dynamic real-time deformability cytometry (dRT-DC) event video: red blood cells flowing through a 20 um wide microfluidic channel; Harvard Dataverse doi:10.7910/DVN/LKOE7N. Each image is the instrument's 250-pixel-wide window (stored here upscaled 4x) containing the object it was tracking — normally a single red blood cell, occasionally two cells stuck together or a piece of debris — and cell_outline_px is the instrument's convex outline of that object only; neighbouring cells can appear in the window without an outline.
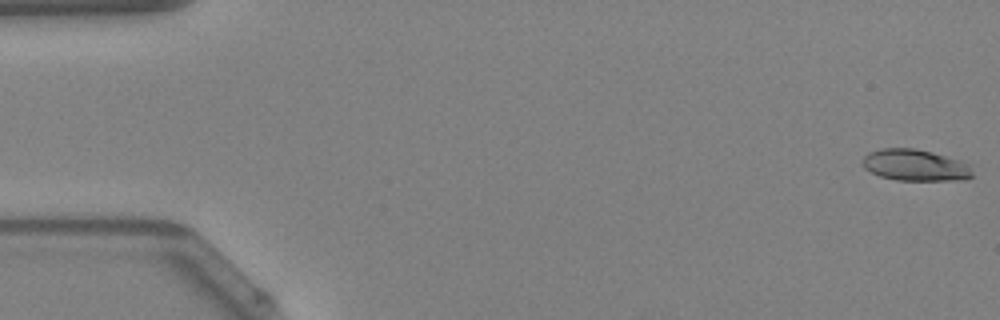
{"species": "Egyptian fruit bat (a non-hibernating species)", "species_latin": "Rousettus aegyptiacus", "temperature_condition": "warm", "stored_images_in_passage": 49, "camera_frame_rate_fps": 3000, "um_per_image_px": 0.085, "animal": {"sex": "female"}, "frame": {"image": 1, "passage_image": 1, "time_ms": 0.0, "image_size_px": [1000, 320], "cell_outline_px": [[972, 176], [964, 180], [896, 180], [880, 176], [864, 168], [864, 156], [868, 152], [884, 148], [916, 148], [932, 152], [968, 164], [972, 172]], "centroid_in_image_um": [77.77, 14.04], "position_along_channel_um": 7.2, "area_um2": 19.88}}
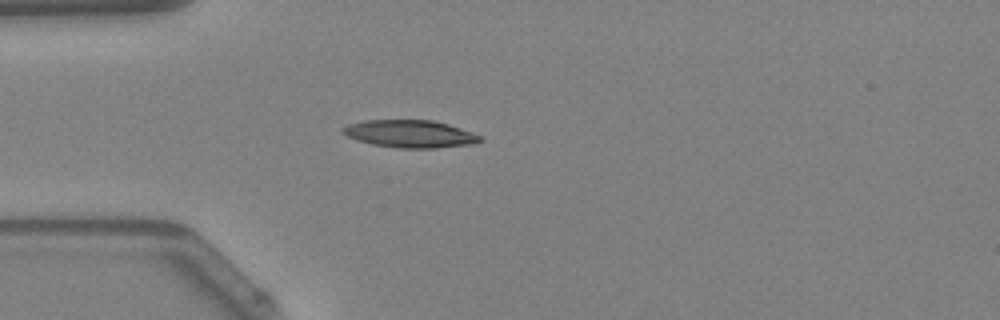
{"frame": {"image": 2, "passage_image": 14, "time_ms": 4.333, "image_size_px": [1000, 320], "cell_outline_px": [[484, 140], [476, 144], [436, 148], [396, 148], [372, 144], [356, 140], [340, 132], [340, 128], [348, 124], [364, 120], [432, 120], [448, 124], [484, 136]], "centroid_in_image_um": [34.88, 11.38], "position_along_channel_um": 50.1, "area_um2": 22.37}}
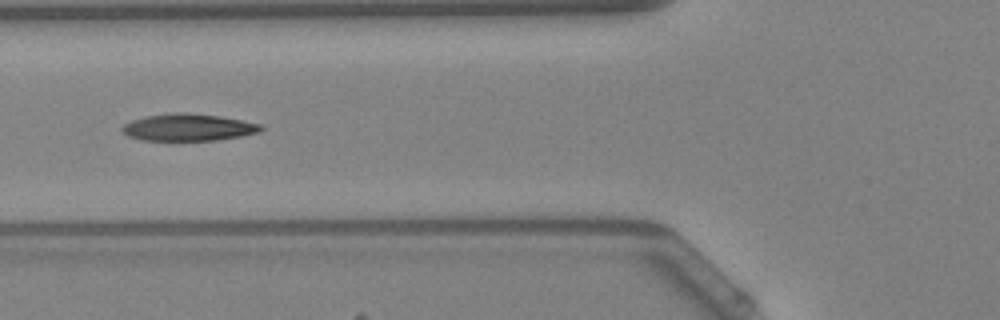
{"frame": {"image": 3, "passage_image": 19, "time_ms": 6.0, "image_size_px": [1000, 320], "cell_outline_px": [[264, 128], [260, 132], [240, 136], [216, 140], [140, 140], [128, 136], [120, 128], [124, 124], [132, 120], [144, 116], [172, 112], [220, 116], [260, 124]], "centroid_in_image_um": [15.97, 10.83], "position_along_channel_um": 109.8, "area_um2": 21.68}, "authors_computed_cell_mechanics": {"area_um2": 21.6172, "velocity_mm_per_s": 4.242, "shape_relaxation_time_tau1_ms": 7.1978, "shape_relaxation_time_tau2_ms": 2.1863, "deformation_change_tau1": 0.2093, "deformation_change_tau2": 0.1014}}